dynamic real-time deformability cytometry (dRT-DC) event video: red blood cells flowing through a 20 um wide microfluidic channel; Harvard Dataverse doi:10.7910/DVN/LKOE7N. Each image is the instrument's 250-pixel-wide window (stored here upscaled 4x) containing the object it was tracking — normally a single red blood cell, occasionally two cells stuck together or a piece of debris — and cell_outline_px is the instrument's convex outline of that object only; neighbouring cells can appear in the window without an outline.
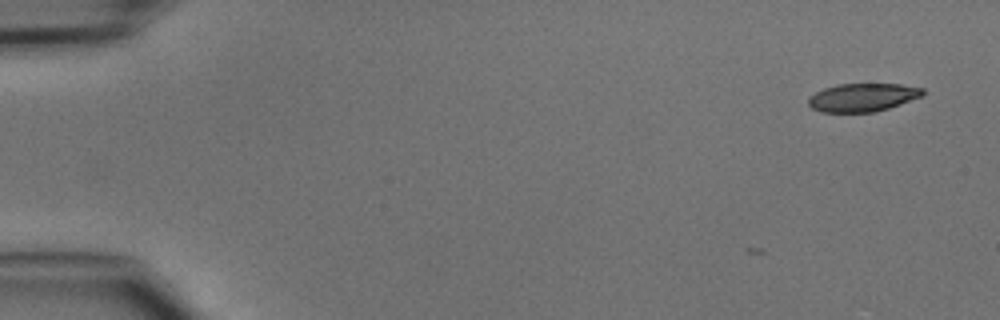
{"species": "common noctule bat (a hibernating species)", "species_latin": "Nyctalus noctula", "temperature_condition": "cold", "stored_images_in_passage": 3, "camera_frame_rate_fps": 3000, "um_per_image_px": 0.085, "animal": {"sex": "male", "body_mass_g": 15.6}, "frame": {"image": 1, "passage_image": 3, "time_ms": 0.667, "image_size_px": [1000, 320], "cell_outline_px": [[924, 96], [888, 108], [872, 112], [820, 112], [812, 108], [808, 104], [808, 96], [824, 88], [836, 84], [900, 84], [924, 88]], "centroid_in_image_um": [73.32, 8.27], "position_along_channel_um": 11.7, "area_um2": 18.9}}